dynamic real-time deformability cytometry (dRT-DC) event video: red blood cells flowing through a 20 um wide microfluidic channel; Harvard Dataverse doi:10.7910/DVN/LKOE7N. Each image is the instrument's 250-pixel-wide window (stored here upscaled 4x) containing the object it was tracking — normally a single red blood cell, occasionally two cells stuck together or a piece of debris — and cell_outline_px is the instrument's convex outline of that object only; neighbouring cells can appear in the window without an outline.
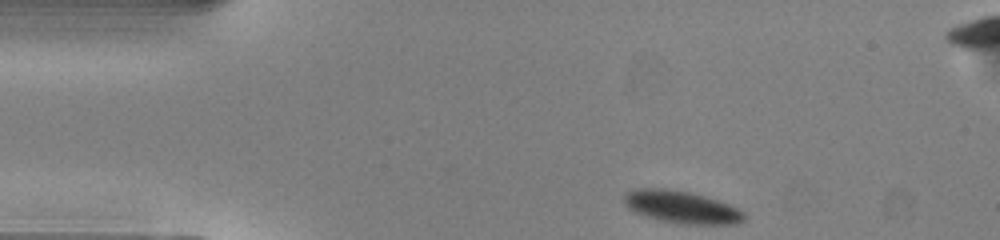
{"species": "common noctule bat (a hibernating species)", "species_latin": "Nyctalus noctula", "temperature_condition": "warm", "stored_images_in_passage": 44, "segment_of_instrument_passage": [1, 2], "camera_frame_rate_fps": 3000, "um_per_image_px": 0.085, "animal": {"sex": "male", "body_mass_g": 13.0, "forearm_length_mm": 53.1}, "frame": {"image": 1, "passage_image": 1, "time_ms": 0.0, "image_size_px": [1000, 240], "cell_outline_px": [[744, 220], [736, 224], [680, 224], [660, 220], [644, 216], [628, 208], [624, 204], [624, 196], [632, 188], [664, 188], [688, 192], [720, 200], [744, 212]], "centroid_in_image_um": [57.91, 17.6], "position_along_channel_um": 27.1, "area_um2": 22.66}}
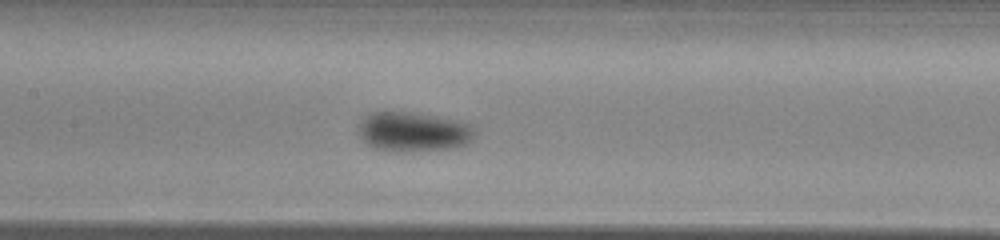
{"frame": {"image": 2, "passage_image": 16, "time_ms": 5.0, "image_size_px": [1000, 240], "cell_outline_px": [[476, 136], [472, 140], [464, 144], [452, 148], [408, 152], [396, 152], [372, 148], [360, 136], [356, 128], [368, 112], [408, 112], [460, 120], [472, 124], [476, 132]], "centroid_in_image_um": [35.14, 11.21], "position_along_channel_um": 172.3, "area_um2": 27.22}}
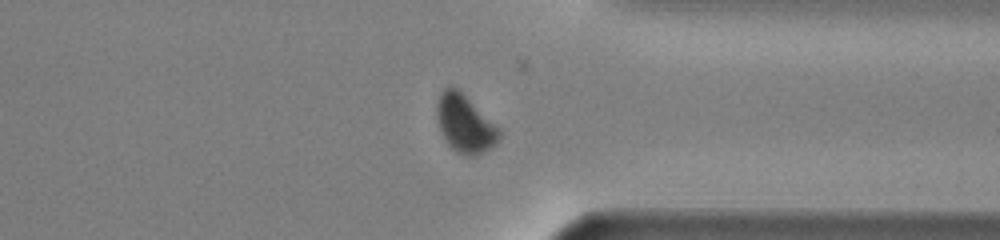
{"frame": {"image": 3, "passage_image": 31, "time_ms": 10.0, "image_size_px": [1000, 240], "cell_outline_px": [[500, 140], [496, 144], [476, 156], [464, 156], [456, 152], [444, 140], [440, 132], [436, 120], [436, 100], [440, 92], [448, 84], [452, 84], [500, 128]], "centroid_in_image_um": [39.47, 10.51], "position_along_channel_um": 371.9, "area_um2": 21.39}}